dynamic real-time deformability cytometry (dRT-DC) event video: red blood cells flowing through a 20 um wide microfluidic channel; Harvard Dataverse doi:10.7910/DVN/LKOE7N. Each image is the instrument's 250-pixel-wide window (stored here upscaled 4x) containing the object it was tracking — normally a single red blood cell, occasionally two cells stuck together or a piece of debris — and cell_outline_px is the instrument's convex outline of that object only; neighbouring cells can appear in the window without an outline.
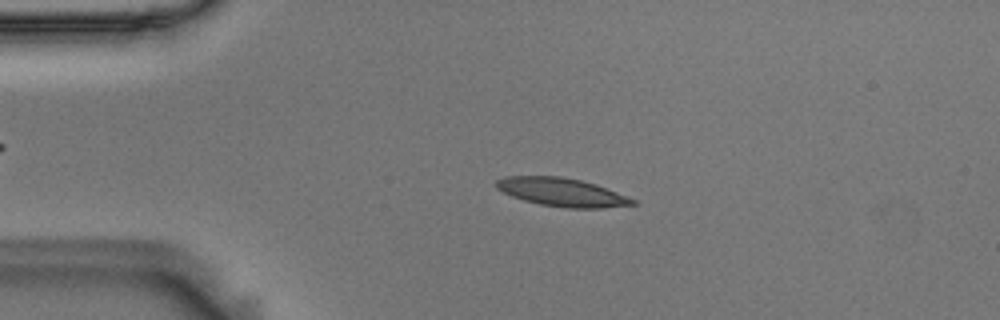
{"species": "Egyptian fruit bat (a non-hibernating species)", "species_latin": "Rousettus aegyptiacus", "temperature_condition": "room temperature", "stored_images_in_passage": 54, "camera_frame_rate_fps": 3000, "um_per_image_px": 0.085, "animal": {"sex": "male"}, "frame": {"image": 1, "passage_image": 11, "time_ms": 3.333, "image_size_px": [1000, 320], "cell_outline_px": [[636, 204], [604, 208], [568, 208], [540, 204], [524, 200], [512, 196], [496, 188], [496, 180], [504, 176], [560, 176], [580, 180], [596, 184], [636, 200]], "centroid_in_image_um": [47.75, 16.33], "position_along_channel_um": 37.3, "area_um2": 22.37}}
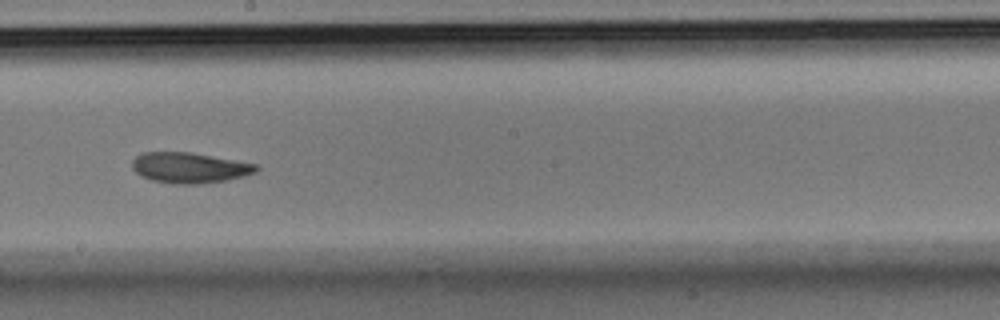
{"frame": {"image": 2, "passage_image": 30, "time_ms": 9.667, "image_size_px": [1000, 320], "cell_outline_px": [[260, 168], [256, 172], [244, 176], [228, 180], [196, 184], [172, 184], [152, 180], [140, 176], [132, 168], [132, 160], [136, 156], [144, 152], [192, 152], [256, 164]], "centroid_in_image_um": [16.1, 14.26], "position_along_channel_um": 232.1, "area_um2": 22.2}}
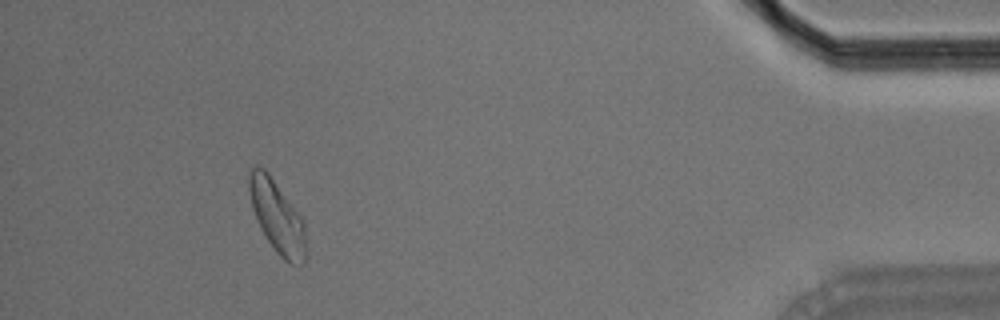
{"frame": {"image": 3, "passage_image": 50, "time_ms": 16.333, "image_size_px": [1000, 320], "cell_outline_px": [[308, 252], [304, 264], [292, 264], [284, 260], [276, 252], [260, 228], [252, 208], [248, 188], [248, 172], [252, 168], [264, 168], [268, 172], [304, 220]], "centroid_in_image_um": [23.59, 18.47], "position_along_channel_um": 411.6, "area_um2": 24.16}, "authors_computed_cell_mechanics": {"area_um2": 22.3686, "velocity_mm_per_s": 3.5903, "shape_relaxation_time_tau1_ms": 6.1549, "shape_relaxation_time_tau2_ms": 10.2911, "deformation_change_tau1": 0.1513, "deformation_change_tau2": 0.1925}}